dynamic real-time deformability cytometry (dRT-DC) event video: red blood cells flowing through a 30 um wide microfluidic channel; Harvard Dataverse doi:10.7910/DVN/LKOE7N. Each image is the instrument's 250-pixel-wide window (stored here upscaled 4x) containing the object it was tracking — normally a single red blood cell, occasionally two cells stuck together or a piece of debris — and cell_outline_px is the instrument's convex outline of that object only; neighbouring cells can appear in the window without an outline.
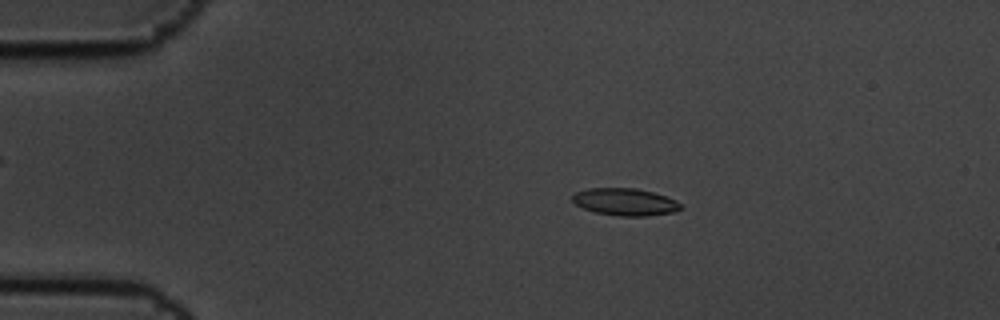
{"species": "common noctule bat (a hibernating species)", "species_latin": "Nyctalus noctula", "temperature_condition": "cold", "stored_images_in_passage": 5, "camera_frame_rate_fps": 3000, "um_per_image_px": 0.085, "animal": {"sex": "male", "body_mass_g": 19.5, "forearm_length_mm": 54.6}, "frame": {"image": 1, "passage_image": 2, "time_ms": 0.333, "image_size_px": [1000, 320], "cell_outline_px": [[680, 208], [672, 212], [648, 216], [620, 216], [596, 212], [584, 208], [576, 204], [572, 200], [572, 196], [576, 192], [588, 188], [636, 188], [652, 192], [676, 200], [680, 204]], "centroid_in_image_um": [53.11, 17.16], "position_along_channel_um": 31.9, "area_um2": 16.94}}
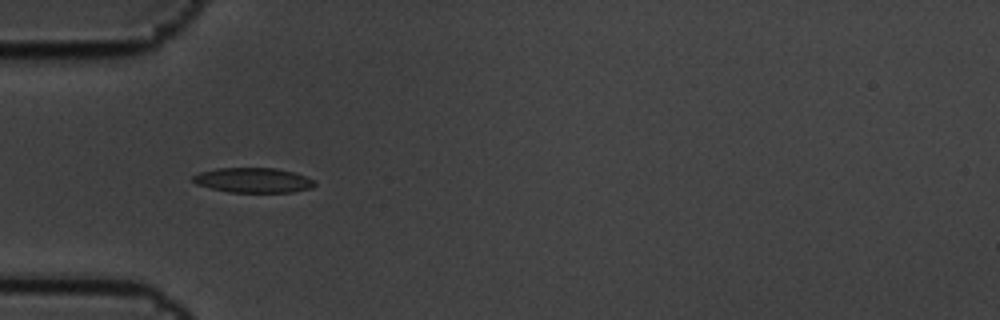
{"frame": {"image": 2, "passage_image": 4, "time_ms": 1.0, "image_size_px": [1000, 320], "cell_outline_px": [[316, 184], [312, 188], [292, 192], [228, 192], [196, 184], [192, 180], [192, 176], [200, 172], [216, 168], [276, 168], [292, 172], [316, 180]], "centroid_in_image_um": [21.53, 15.32], "position_along_channel_um": 63.5, "area_um2": 17.63}}
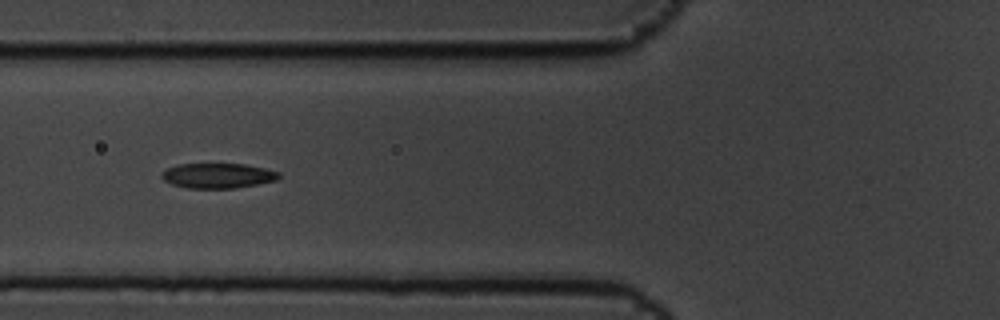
{"frame": {"image": 3, "passage_image": 5, "time_ms": 1.333, "image_size_px": [1000, 320], "cell_outline_px": [[280, 176], [276, 180], [236, 188], [188, 188], [172, 184], [164, 180], [160, 176], [168, 168], [176, 164], [244, 164], [264, 168], [280, 172]], "centroid_in_image_um": [18.52, 14.93], "position_along_channel_um": 107.3, "area_um2": 16.94}}